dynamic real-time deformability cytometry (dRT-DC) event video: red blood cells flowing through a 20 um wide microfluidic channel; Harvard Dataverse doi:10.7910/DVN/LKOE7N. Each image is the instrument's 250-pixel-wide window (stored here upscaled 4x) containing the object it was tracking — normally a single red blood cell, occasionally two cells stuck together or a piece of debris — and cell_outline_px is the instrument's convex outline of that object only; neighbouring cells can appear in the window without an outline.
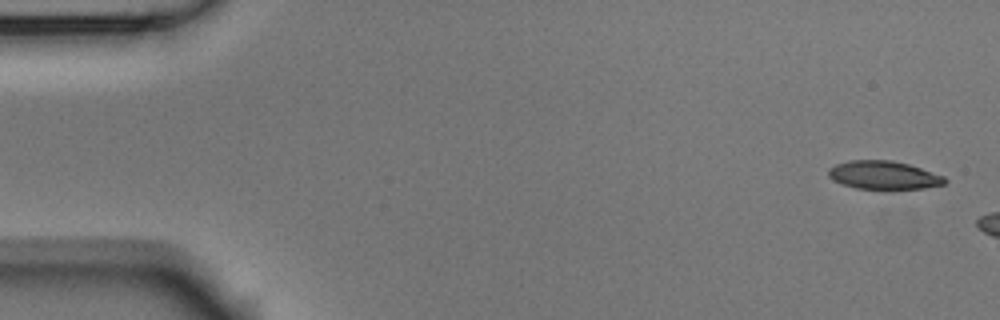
{"species": "Egyptian fruit bat (a non-hibernating species)", "species_latin": "Rousettus aegyptiacus", "temperature_condition": "room temperature", "stored_images_in_passage": 3, "camera_frame_rate_fps": 3000, "um_per_image_px": 0.085, "animal": {"sex": "male"}, "frame": {"image": 1, "passage_image": 1, "time_ms": 0.0, "image_size_px": [1000, 320], "cell_outline_px": [[948, 180], [944, 184], [924, 188], [892, 192], [856, 188], [844, 184], [828, 176], [828, 168], [836, 164], [852, 160], [892, 160], [908, 164], [944, 176]], "centroid_in_image_um": [75.15, 14.93], "position_along_channel_um": 9.9, "area_um2": 19.77}}